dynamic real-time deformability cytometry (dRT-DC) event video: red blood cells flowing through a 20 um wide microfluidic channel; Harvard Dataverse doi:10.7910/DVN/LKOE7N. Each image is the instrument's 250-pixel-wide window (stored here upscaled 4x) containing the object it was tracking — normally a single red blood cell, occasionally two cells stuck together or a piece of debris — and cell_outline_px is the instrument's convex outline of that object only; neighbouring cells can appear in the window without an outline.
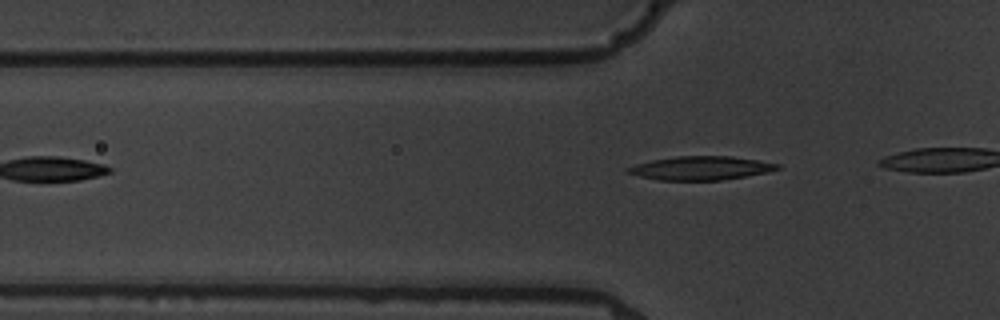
{"species": "common noctule bat (a hibernating species)", "species_latin": "Nyctalus noctula", "temperature_condition": "warm", "stored_images_in_passage": 4, "camera_frame_rate_fps": 3000, "um_per_image_px": 0.085, "animal": {"sex": "male", "body_mass_g": 19.5, "forearm_length_mm": 54.6}, "frame": {"image": 1, "passage_image": 4, "time_ms": 3.667, "image_size_px": [1000, 320], "cell_outline_px": [[780, 168], [764, 172], [744, 176], [720, 180], [660, 180], [640, 176], [624, 172], [624, 168], [636, 164], [652, 160], [676, 156], [732, 156], [780, 164]], "centroid_in_image_um": [59.49, 14.28], "position_along_channel_um": 66.3, "area_um2": 20.4}}